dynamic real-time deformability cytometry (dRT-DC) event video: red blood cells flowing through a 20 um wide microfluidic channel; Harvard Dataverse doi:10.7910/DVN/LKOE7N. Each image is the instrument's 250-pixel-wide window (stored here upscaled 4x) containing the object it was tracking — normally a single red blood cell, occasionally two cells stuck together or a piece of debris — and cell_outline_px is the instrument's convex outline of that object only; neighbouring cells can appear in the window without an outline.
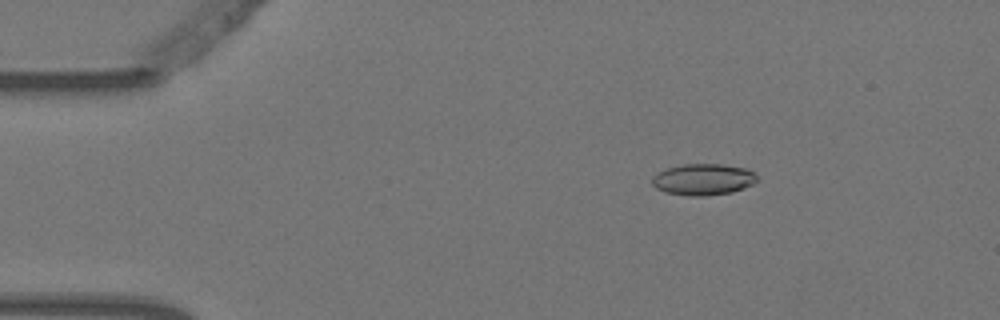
{"species": "Egyptian fruit bat (a non-hibernating species)", "species_latin": "Rousettus aegyptiacus", "temperature_condition": "warm", "stored_images_in_passage": 4, "camera_frame_rate_fps": 3000, "um_per_image_px": 0.085, "animal": {"sex": "female"}, "frame": {"image": 1, "passage_image": 2, "time_ms": 0.333, "image_size_px": [1000, 320], "cell_outline_px": [[760, 180], [752, 184], [732, 192], [704, 196], [688, 196], [664, 192], [656, 188], [652, 184], [652, 176], [668, 168], [684, 164], [724, 164], [748, 168]], "centroid_in_image_um": [59.78, 15.25], "position_along_channel_um": 25.2, "area_um2": 19.25}}